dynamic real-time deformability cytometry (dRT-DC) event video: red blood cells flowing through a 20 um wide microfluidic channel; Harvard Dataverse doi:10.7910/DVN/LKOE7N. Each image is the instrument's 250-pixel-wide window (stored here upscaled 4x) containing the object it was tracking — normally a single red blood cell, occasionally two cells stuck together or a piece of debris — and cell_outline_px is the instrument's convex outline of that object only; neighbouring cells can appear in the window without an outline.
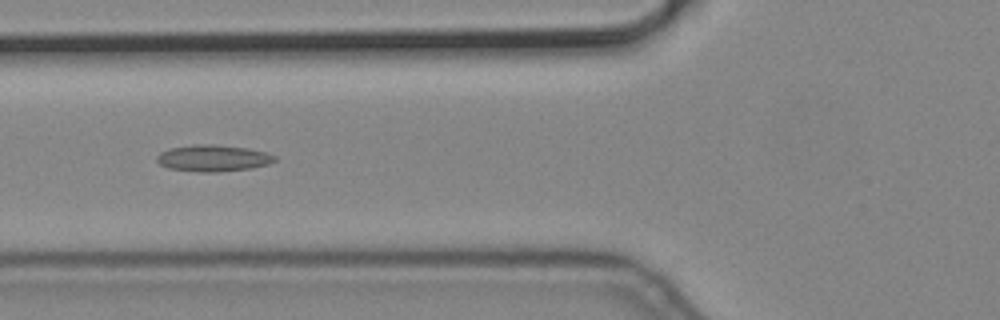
{"species": "common noctule bat (a hibernating species)", "species_latin": "Nyctalus noctula", "temperature_condition": "cold", "stored_images_in_passage": 11, "camera_frame_rate_fps": 3000, "um_per_image_px": 0.085, "animal": {"sex": "male", "body_mass_g": 19.2, "forearm_length_mm": 51.8}, "frame": {"image": 1, "passage_image": 6, "time_ms": 1.667, "image_size_px": [1000, 320], "cell_outline_px": [[276, 160], [268, 164], [252, 168], [216, 172], [200, 172], [168, 168], [160, 164], [156, 160], [156, 156], [160, 152], [168, 148], [192, 144], [212, 144], [248, 148], [264, 152], [276, 156]], "centroid_in_image_um": [18.08, 13.44], "position_along_channel_um": 107.7, "area_um2": 18.32}}
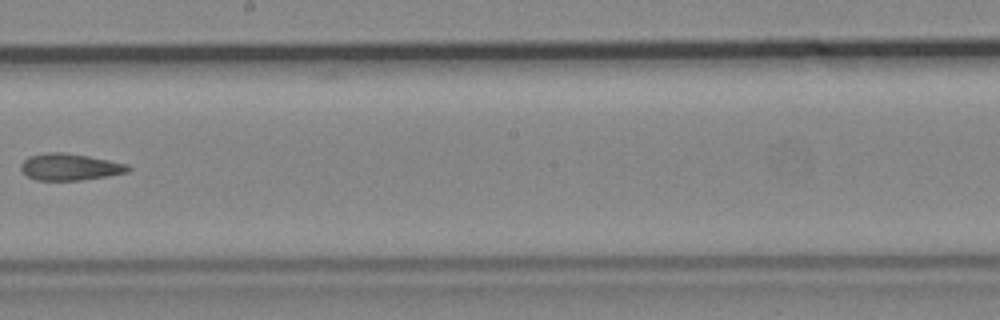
{"frame": {"image": 2, "passage_image": 9, "time_ms": 2.667, "image_size_px": [1000, 320], "cell_outline_px": [[132, 168], [128, 172], [108, 176], [80, 180], [36, 180], [28, 176], [20, 168], [20, 164], [28, 156], [48, 152], [64, 152], [88, 156], [128, 164]], "centroid_in_image_um": [5.94, 14.18], "position_along_channel_um": 242.3, "area_um2": 16.7}}
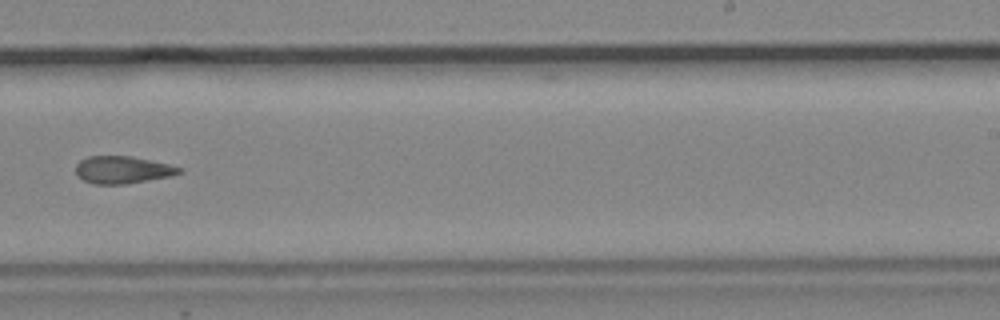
{"frame": {"image": 3, "passage_image": 10, "time_ms": 3.0, "image_size_px": [1000, 320], "cell_outline_px": [[184, 172], [172, 176], [124, 184], [92, 184], [76, 176], [76, 164], [80, 160], [88, 156], [132, 156], [168, 164], [184, 168]], "centroid_in_image_um": [10.43, 14.43], "position_along_channel_um": 278.6, "area_um2": 16.65}}